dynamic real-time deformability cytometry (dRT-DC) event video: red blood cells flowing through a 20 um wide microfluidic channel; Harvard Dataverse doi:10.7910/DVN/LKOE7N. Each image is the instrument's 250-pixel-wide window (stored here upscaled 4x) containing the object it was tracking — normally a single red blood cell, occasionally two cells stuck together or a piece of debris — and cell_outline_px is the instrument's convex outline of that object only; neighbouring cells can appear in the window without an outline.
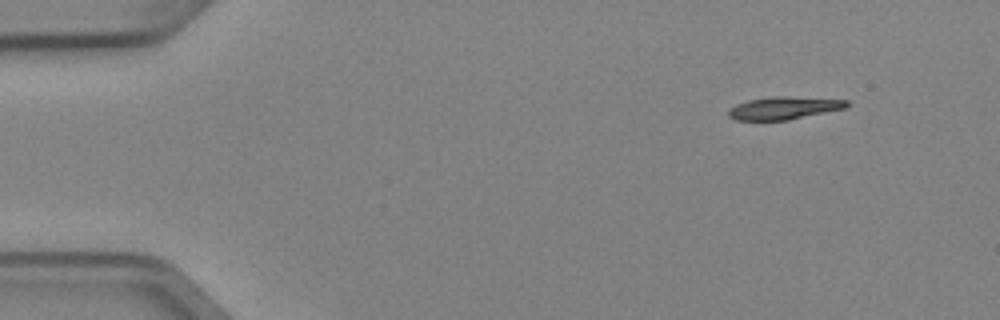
{"species": "Egyptian fruit bat (a non-hibernating species)", "species_latin": "Rousettus aegyptiacus", "temperature_condition": "cold", "stored_images_in_passage": 6, "camera_frame_rate_fps": 3000, "um_per_image_px": 0.085, "animal": {"sex": "female"}, "frame": {"image": 1, "passage_image": 1, "time_ms": 0.0, "image_size_px": [1000, 320], "cell_outline_px": [[852, 104], [844, 108], [788, 120], [736, 120], [728, 116], [728, 108], [736, 104], [748, 100], [772, 96], [784, 96], [848, 100]], "centroid_in_image_um": [66.61, 9.17], "position_along_channel_um": 18.4, "area_um2": 15.61}}
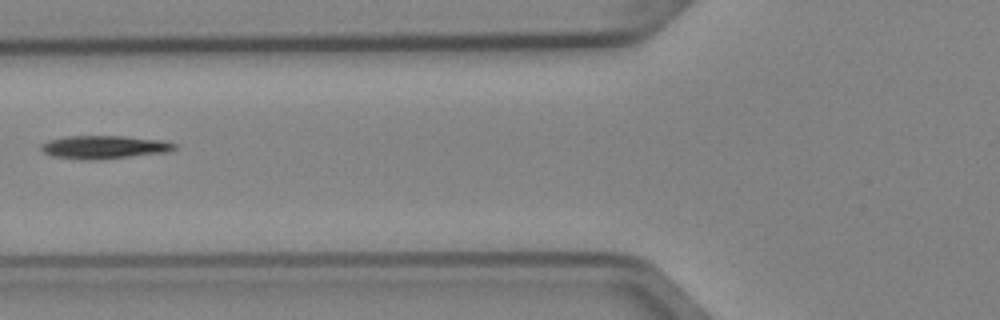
{"frame": {"image": 2, "passage_image": 5, "time_ms": 1.333, "image_size_px": [1000, 320], "cell_outline_px": [[176, 148], [164, 152], [100, 160], [80, 160], [52, 156], [44, 152], [40, 148], [40, 144], [48, 140], [64, 136], [124, 136], [164, 140], [176, 144]], "centroid_in_image_um": [8.8, 12.5], "position_along_channel_um": 117.0, "area_um2": 18.15}}
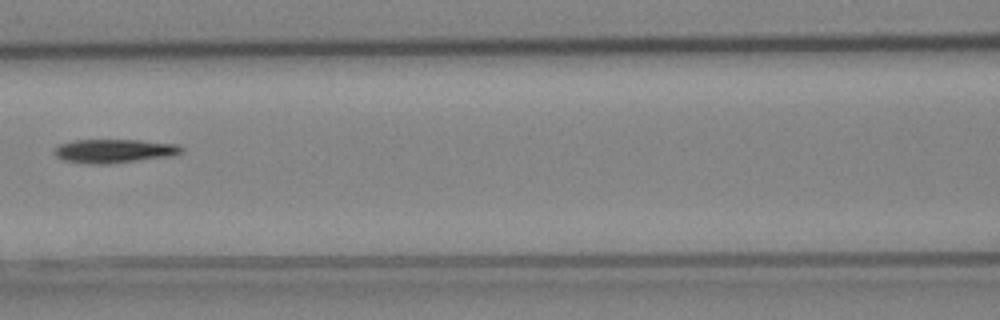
{"frame": {"image": 3, "passage_image": 6, "time_ms": 1.667, "image_size_px": [1000, 320], "cell_outline_px": [[184, 148], [180, 152], [172, 156], [108, 164], [88, 164], [64, 160], [56, 156], [56, 148], [60, 144], [76, 140], [140, 140], [176, 144]], "centroid_in_image_um": [9.73, 12.83], "position_along_channel_um": 156.9, "area_um2": 17.4}}